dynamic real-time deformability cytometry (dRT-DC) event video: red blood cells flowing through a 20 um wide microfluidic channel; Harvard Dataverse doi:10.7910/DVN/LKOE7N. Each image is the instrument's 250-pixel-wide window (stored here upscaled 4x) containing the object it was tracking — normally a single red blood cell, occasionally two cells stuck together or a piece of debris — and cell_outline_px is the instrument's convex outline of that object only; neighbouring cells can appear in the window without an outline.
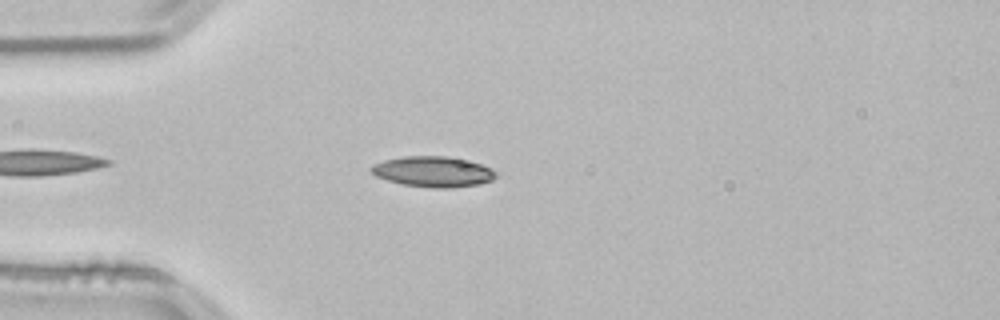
{"species": "common noctule bat (a hibernating species)", "species_latin": "Nyctalus noctula", "temperature_condition": "room temperature", "stored_images_in_passage": 40, "camera_frame_rate_fps": 3000, "um_per_image_px": 0.085, "animal": {"sex": "male", "body_mass_g": 21.5, "forearm_length_mm": 52.0}, "frame": {"image": 1, "passage_image": 4, "time_ms": 1.0, "image_size_px": [1000, 320], "cell_outline_px": [[496, 176], [492, 180], [480, 184], [452, 188], [432, 188], [400, 184], [376, 176], [368, 168], [372, 164], [384, 160], [400, 156], [444, 156], [480, 164], [492, 168], [496, 172]], "centroid_in_image_um": [36.77, 14.6], "position_along_channel_um": 48.2, "area_um2": 22.25}}
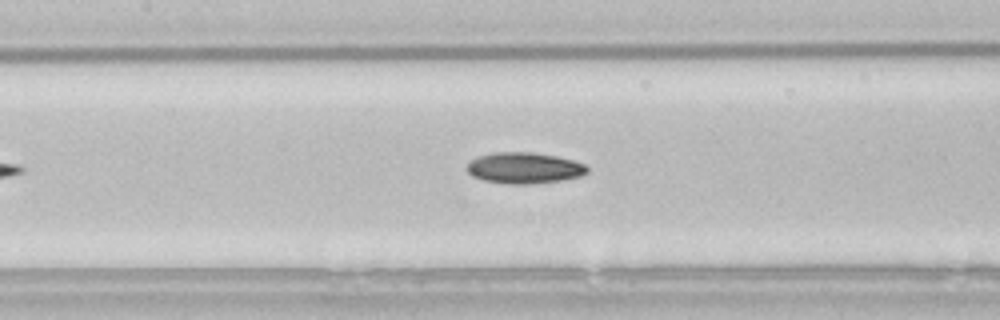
{"frame": {"image": 2, "passage_image": 14, "time_ms": 4.333, "image_size_px": [1000, 320], "cell_outline_px": [[588, 172], [580, 176], [560, 180], [528, 184], [504, 184], [484, 180], [472, 176], [464, 168], [472, 160], [480, 156], [492, 152], [532, 152], [556, 156], [572, 160], [584, 164], [588, 168]], "centroid_in_image_um": [44.53, 14.28], "position_along_channel_um": 162.9, "area_um2": 21.73}}
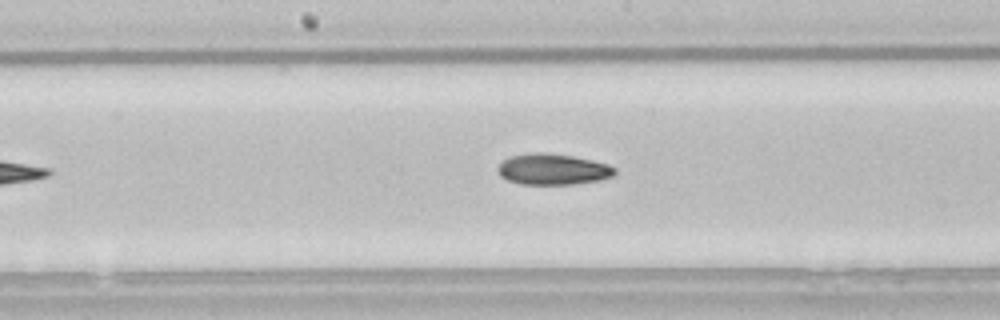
{"frame": {"image": 3, "passage_image": 17, "time_ms": 5.333, "image_size_px": [1000, 320], "cell_outline_px": [[616, 172], [612, 176], [600, 180], [576, 184], [520, 184], [508, 180], [500, 176], [496, 168], [504, 160], [512, 156], [536, 152], [548, 152], [572, 156], [592, 160], [608, 164], [616, 168]], "centroid_in_image_um": [47.0, 14.39], "position_along_channel_um": 201.2, "area_um2": 21.15}}